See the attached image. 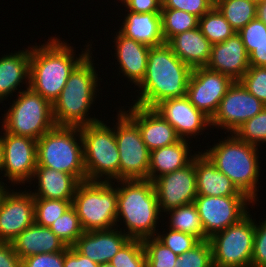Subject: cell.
<instances>
[{
  "mask_svg": "<svg viewBox=\"0 0 266 267\" xmlns=\"http://www.w3.org/2000/svg\"><path fill=\"white\" fill-rule=\"evenodd\" d=\"M69 45L57 37H51L45 44L31 47L29 87L52 104L74 69L92 54V47L87 44L88 48L75 58L74 48Z\"/></svg>",
  "mask_w": 266,
  "mask_h": 267,
  "instance_id": "1",
  "label": "cell"
},
{
  "mask_svg": "<svg viewBox=\"0 0 266 267\" xmlns=\"http://www.w3.org/2000/svg\"><path fill=\"white\" fill-rule=\"evenodd\" d=\"M191 72L167 43L150 47L146 73L138 85L140 97L133 104L154 108L163 100L186 96Z\"/></svg>",
  "mask_w": 266,
  "mask_h": 267,
  "instance_id": "2",
  "label": "cell"
},
{
  "mask_svg": "<svg viewBox=\"0 0 266 267\" xmlns=\"http://www.w3.org/2000/svg\"><path fill=\"white\" fill-rule=\"evenodd\" d=\"M117 183L116 221L119 222L123 218V223L127 226L123 232L130 239L144 240L155 237L161 213L153 182L133 179L117 180Z\"/></svg>",
  "mask_w": 266,
  "mask_h": 267,
  "instance_id": "3",
  "label": "cell"
},
{
  "mask_svg": "<svg viewBox=\"0 0 266 267\" xmlns=\"http://www.w3.org/2000/svg\"><path fill=\"white\" fill-rule=\"evenodd\" d=\"M90 55L74 69L59 97L52 104L56 126L83 127L100 121L95 116L87 117L96 99L99 82Z\"/></svg>",
  "mask_w": 266,
  "mask_h": 267,
  "instance_id": "4",
  "label": "cell"
},
{
  "mask_svg": "<svg viewBox=\"0 0 266 267\" xmlns=\"http://www.w3.org/2000/svg\"><path fill=\"white\" fill-rule=\"evenodd\" d=\"M251 200H257L260 175L258 146L243 142L234 133L203 152ZM257 184V185H256Z\"/></svg>",
  "mask_w": 266,
  "mask_h": 267,
  "instance_id": "5",
  "label": "cell"
},
{
  "mask_svg": "<svg viewBox=\"0 0 266 267\" xmlns=\"http://www.w3.org/2000/svg\"><path fill=\"white\" fill-rule=\"evenodd\" d=\"M78 138V139H77ZM37 167H46L86 181L80 127L55 126L37 140Z\"/></svg>",
  "mask_w": 266,
  "mask_h": 267,
  "instance_id": "6",
  "label": "cell"
},
{
  "mask_svg": "<svg viewBox=\"0 0 266 267\" xmlns=\"http://www.w3.org/2000/svg\"><path fill=\"white\" fill-rule=\"evenodd\" d=\"M80 129L86 180L105 182L119 180L120 156L115 139V128H110L100 120Z\"/></svg>",
  "mask_w": 266,
  "mask_h": 267,
  "instance_id": "7",
  "label": "cell"
},
{
  "mask_svg": "<svg viewBox=\"0 0 266 267\" xmlns=\"http://www.w3.org/2000/svg\"><path fill=\"white\" fill-rule=\"evenodd\" d=\"M112 183L115 185V182L86 180L77 186L72 206L84 231L119 227L116 221L117 187Z\"/></svg>",
  "mask_w": 266,
  "mask_h": 267,
  "instance_id": "8",
  "label": "cell"
},
{
  "mask_svg": "<svg viewBox=\"0 0 266 267\" xmlns=\"http://www.w3.org/2000/svg\"><path fill=\"white\" fill-rule=\"evenodd\" d=\"M10 104L1 122L2 131L38 140L56 126L52 103L28 86L22 92L19 90Z\"/></svg>",
  "mask_w": 266,
  "mask_h": 267,
  "instance_id": "9",
  "label": "cell"
},
{
  "mask_svg": "<svg viewBox=\"0 0 266 267\" xmlns=\"http://www.w3.org/2000/svg\"><path fill=\"white\" fill-rule=\"evenodd\" d=\"M250 216L208 239L214 267H251L255 220Z\"/></svg>",
  "mask_w": 266,
  "mask_h": 267,
  "instance_id": "10",
  "label": "cell"
},
{
  "mask_svg": "<svg viewBox=\"0 0 266 267\" xmlns=\"http://www.w3.org/2000/svg\"><path fill=\"white\" fill-rule=\"evenodd\" d=\"M115 139L120 156L119 180L147 179L150 151L138 126L120 109L117 113Z\"/></svg>",
  "mask_w": 266,
  "mask_h": 267,
  "instance_id": "11",
  "label": "cell"
},
{
  "mask_svg": "<svg viewBox=\"0 0 266 267\" xmlns=\"http://www.w3.org/2000/svg\"><path fill=\"white\" fill-rule=\"evenodd\" d=\"M250 203L256 202L248 196H197L194 199L208 239L238 223L249 213Z\"/></svg>",
  "mask_w": 266,
  "mask_h": 267,
  "instance_id": "12",
  "label": "cell"
},
{
  "mask_svg": "<svg viewBox=\"0 0 266 267\" xmlns=\"http://www.w3.org/2000/svg\"><path fill=\"white\" fill-rule=\"evenodd\" d=\"M265 107L266 105L248 92L239 81H234L220 101L210 125L227 129L231 134Z\"/></svg>",
  "mask_w": 266,
  "mask_h": 267,
  "instance_id": "13",
  "label": "cell"
},
{
  "mask_svg": "<svg viewBox=\"0 0 266 267\" xmlns=\"http://www.w3.org/2000/svg\"><path fill=\"white\" fill-rule=\"evenodd\" d=\"M233 82L229 76L207 67L195 68L188 81L186 96L196 109L211 120Z\"/></svg>",
  "mask_w": 266,
  "mask_h": 267,
  "instance_id": "14",
  "label": "cell"
},
{
  "mask_svg": "<svg viewBox=\"0 0 266 267\" xmlns=\"http://www.w3.org/2000/svg\"><path fill=\"white\" fill-rule=\"evenodd\" d=\"M1 139L4 154L2 176L14 185L26 181L31 184L37 167V140L5 131Z\"/></svg>",
  "mask_w": 266,
  "mask_h": 267,
  "instance_id": "15",
  "label": "cell"
},
{
  "mask_svg": "<svg viewBox=\"0 0 266 267\" xmlns=\"http://www.w3.org/2000/svg\"><path fill=\"white\" fill-rule=\"evenodd\" d=\"M160 212L194 203L197 195L195 157L184 166L153 181ZM162 210V211H161Z\"/></svg>",
  "mask_w": 266,
  "mask_h": 267,
  "instance_id": "16",
  "label": "cell"
},
{
  "mask_svg": "<svg viewBox=\"0 0 266 267\" xmlns=\"http://www.w3.org/2000/svg\"><path fill=\"white\" fill-rule=\"evenodd\" d=\"M12 191L8 190L0 206V242H11L35 222L32 191Z\"/></svg>",
  "mask_w": 266,
  "mask_h": 267,
  "instance_id": "17",
  "label": "cell"
},
{
  "mask_svg": "<svg viewBox=\"0 0 266 267\" xmlns=\"http://www.w3.org/2000/svg\"><path fill=\"white\" fill-rule=\"evenodd\" d=\"M154 109L174 127L181 139L188 140L211 127L210 119L196 109L187 96L163 100Z\"/></svg>",
  "mask_w": 266,
  "mask_h": 267,
  "instance_id": "18",
  "label": "cell"
},
{
  "mask_svg": "<svg viewBox=\"0 0 266 267\" xmlns=\"http://www.w3.org/2000/svg\"><path fill=\"white\" fill-rule=\"evenodd\" d=\"M130 107L122 111L138 126L150 152L181 140L174 127L154 108L135 104Z\"/></svg>",
  "mask_w": 266,
  "mask_h": 267,
  "instance_id": "19",
  "label": "cell"
},
{
  "mask_svg": "<svg viewBox=\"0 0 266 267\" xmlns=\"http://www.w3.org/2000/svg\"><path fill=\"white\" fill-rule=\"evenodd\" d=\"M118 227L109 230L85 231L72 246L78 253L97 264L108 263L130 240Z\"/></svg>",
  "mask_w": 266,
  "mask_h": 267,
  "instance_id": "20",
  "label": "cell"
},
{
  "mask_svg": "<svg viewBox=\"0 0 266 267\" xmlns=\"http://www.w3.org/2000/svg\"><path fill=\"white\" fill-rule=\"evenodd\" d=\"M206 67L239 81L249 69V55L238 33L222 43L213 44Z\"/></svg>",
  "mask_w": 266,
  "mask_h": 267,
  "instance_id": "21",
  "label": "cell"
},
{
  "mask_svg": "<svg viewBox=\"0 0 266 267\" xmlns=\"http://www.w3.org/2000/svg\"><path fill=\"white\" fill-rule=\"evenodd\" d=\"M114 38V47H116L114 54L120 65L119 72L127 77L128 81L138 86L146 73L150 47L125 37L119 31Z\"/></svg>",
  "mask_w": 266,
  "mask_h": 267,
  "instance_id": "22",
  "label": "cell"
},
{
  "mask_svg": "<svg viewBox=\"0 0 266 267\" xmlns=\"http://www.w3.org/2000/svg\"><path fill=\"white\" fill-rule=\"evenodd\" d=\"M195 171L198 196H247L199 151L195 156Z\"/></svg>",
  "mask_w": 266,
  "mask_h": 267,
  "instance_id": "23",
  "label": "cell"
},
{
  "mask_svg": "<svg viewBox=\"0 0 266 267\" xmlns=\"http://www.w3.org/2000/svg\"><path fill=\"white\" fill-rule=\"evenodd\" d=\"M15 253L20 259L41 253L63 251L66 245L50 228L31 224L11 241Z\"/></svg>",
  "mask_w": 266,
  "mask_h": 267,
  "instance_id": "24",
  "label": "cell"
},
{
  "mask_svg": "<svg viewBox=\"0 0 266 267\" xmlns=\"http://www.w3.org/2000/svg\"><path fill=\"white\" fill-rule=\"evenodd\" d=\"M167 44L173 53L191 69L206 67L210 60L212 44L205 38L199 27L175 35Z\"/></svg>",
  "mask_w": 266,
  "mask_h": 267,
  "instance_id": "25",
  "label": "cell"
},
{
  "mask_svg": "<svg viewBox=\"0 0 266 267\" xmlns=\"http://www.w3.org/2000/svg\"><path fill=\"white\" fill-rule=\"evenodd\" d=\"M119 32L129 39L149 47L165 43L160 12L135 13L127 11Z\"/></svg>",
  "mask_w": 266,
  "mask_h": 267,
  "instance_id": "26",
  "label": "cell"
},
{
  "mask_svg": "<svg viewBox=\"0 0 266 267\" xmlns=\"http://www.w3.org/2000/svg\"><path fill=\"white\" fill-rule=\"evenodd\" d=\"M38 180L34 198L73 200L79 181L68 173L46 167H36L33 179Z\"/></svg>",
  "mask_w": 266,
  "mask_h": 267,
  "instance_id": "27",
  "label": "cell"
},
{
  "mask_svg": "<svg viewBox=\"0 0 266 267\" xmlns=\"http://www.w3.org/2000/svg\"><path fill=\"white\" fill-rule=\"evenodd\" d=\"M31 47L0 57V102L26 82L29 87ZM24 79V80H23ZM26 79V80H25Z\"/></svg>",
  "mask_w": 266,
  "mask_h": 267,
  "instance_id": "28",
  "label": "cell"
},
{
  "mask_svg": "<svg viewBox=\"0 0 266 267\" xmlns=\"http://www.w3.org/2000/svg\"><path fill=\"white\" fill-rule=\"evenodd\" d=\"M188 141L181 139L177 143L151 151L148 180L153 182L156 178L189 164L196 153L191 155Z\"/></svg>",
  "mask_w": 266,
  "mask_h": 267,
  "instance_id": "29",
  "label": "cell"
},
{
  "mask_svg": "<svg viewBox=\"0 0 266 267\" xmlns=\"http://www.w3.org/2000/svg\"><path fill=\"white\" fill-rule=\"evenodd\" d=\"M167 212L170 214L168 229L191 234L200 241L208 240L204 234V228L194 203L179 206Z\"/></svg>",
  "mask_w": 266,
  "mask_h": 267,
  "instance_id": "30",
  "label": "cell"
},
{
  "mask_svg": "<svg viewBox=\"0 0 266 267\" xmlns=\"http://www.w3.org/2000/svg\"><path fill=\"white\" fill-rule=\"evenodd\" d=\"M257 3L252 0H217L215 7L238 33L256 18Z\"/></svg>",
  "mask_w": 266,
  "mask_h": 267,
  "instance_id": "31",
  "label": "cell"
},
{
  "mask_svg": "<svg viewBox=\"0 0 266 267\" xmlns=\"http://www.w3.org/2000/svg\"><path fill=\"white\" fill-rule=\"evenodd\" d=\"M198 27L212 45L222 43L236 33L215 6L199 18Z\"/></svg>",
  "mask_w": 266,
  "mask_h": 267,
  "instance_id": "32",
  "label": "cell"
},
{
  "mask_svg": "<svg viewBox=\"0 0 266 267\" xmlns=\"http://www.w3.org/2000/svg\"><path fill=\"white\" fill-rule=\"evenodd\" d=\"M162 34L167 43L175 35L198 27L199 18L193 14L177 9H162Z\"/></svg>",
  "mask_w": 266,
  "mask_h": 267,
  "instance_id": "33",
  "label": "cell"
},
{
  "mask_svg": "<svg viewBox=\"0 0 266 267\" xmlns=\"http://www.w3.org/2000/svg\"><path fill=\"white\" fill-rule=\"evenodd\" d=\"M49 228L66 247H72L85 232L81 226L76 209L72 205Z\"/></svg>",
  "mask_w": 266,
  "mask_h": 267,
  "instance_id": "34",
  "label": "cell"
},
{
  "mask_svg": "<svg viewBox=\"0 0 266 267\" xmlns=\"http://www.w3.org/2000/svg\"><path fill=\"white\" fill-rule=\"evenodd\" d=\"M72 201L34 198L35 223L49 228L72 205Z\"/></svg>",
  "mask_w": 266,
  "mask_h": 267,
  "instance_id": "35",
  "label": "cell"
},
{
  "mask_svg": "<svg viewBox=\"0 0 266 267\" xmlns=\"http://www.w3.org/2000/svg\"><path fill=\"white\" fill-rule=\"evenodd\" d=\"M114 267H147L142 240L130 239L111 259Z\"/></svg>",
  "mask_w": 266,
  "mask_h": 267,
  "instance_id": "36",
  "label": "cell"
},
{
  "mask_svg": "<svg viewBox=\"0 0 266 267\" xmlns=\"http://www.w3.org/2000/svg\"><path fill=\"white\" fill-rule=\"evenodd\" d=\"M147 259V267H174L179 258L155 237L142 240Z\"/></svg>",
  "mask_w": 266,
  "mask_h": 267,
  "instance_id": "37",
  "label": "cell"
},
{
  "mask_svg": "<svg viewBox=\"0 0 266 267\" xmlns=\"http://www.w3.org/2000/svg\"><path fill=\"white\" fill-rule=\"evenodd\" d=\"M234 134L243 142L259 147L266 142V107L256 116L248 119Z\"/></svg>",
  "mask_w": 266,
  "mask_h": 267,
  "instance_id": "38",
  "label": "cell"
},
{
  "mask_svg": "<svg viewBox=\"0 0 266 267\" xmlns=\"http://www.w3.org/2000/svg\"><path fill=\"white\" fill-rule=\"evenodd\" d=\"M174 267H214L209 241H200L194 248L181 254Z\"/></svg>",
  "mask_w": 266,
  "mask_h": 267,
  "instance_id": "39",
  "label": "cell"
},
{
  "mask_svg": "<svg viewBox=\"0 0 266 267\" xmlns=\"http://www.w3.org/2000/svg\"><path fill=\"white\" fill-rule=\"evenodd\" d=\"M155 238L178 256L194 248L200 242L197 237L191 234L172 229H169V232L167 230L165 234L157 233Z\"/></svg>",
  "mask_w": 266,
  "mask_h": 267,
  "instance_id": "40",
  "label": "cell"
},
{
  "mask_svg": "<svg viewBox=\"0 0 266 267\" xmlns=\"http://www.w3.org/2000/svg\"><path fill=\"white\" fill-rule=\"evenodd\" d=\"M239 82L266 105V67L250 66Z\"/></svg>",
  "mask_w": 266,
  "mask_h": 267,
  "instance_id": "41",
  "label": "cell"
},
{
  "mask_svg": "<svg viewBox=\"0 0 266 267\" xmlns=\"http://www.w3.org/2000/svg\"><path fill=\"white\" fill-rule=\"evenodd\" d=\"M238 34L245 46L248 55L256 49V46L266 40V25L255 18L243 27Z\"/></svg>",
  "mask_w": 266,
  "mask_h": 267,
  "instance_id": "42",
  "label": "cell"
},
{
  "mask_svg": "<svg viewBox=\"0 0 266 267\" xmlns=\"http://www.w3.org/2000/svg\"><path fill=\"white\" fill-rule=\"evenodd\" d=\"M215 6L213 0H162V9L183 10L201 18Z\"/></svg>",
  "mask_w": 266,
  "mask_h": 267,
  "instance_id": "43",
  "label": "cell"
},
{
  "mask_svg": "<svg viewBox=\"0 0 266 267\" xmlns=\"http://www.w3.org/2000/svg\"><path fill=\"white\" fill-rule=\"evenodd\" d=\"M251 267H266V218L259 225L255 223Z\"/></svg>",
  "mask_w": 266,
  "mask_h": 267,
  "instance_id": "44",
  "label": "cell"
},
{
  "mask_svg": "<svg viewBox=\"0 0 266 267\" xmlns=\"http://www.w3.org/2000/svg\"><path fill=\"white\" fill-rule=\"evenodd\" d=\"M63 251L54 253H41L21 259L22 267H64Z\"/></svg>",
  "mask_w": 266,
  "mask_h": 267,
  "instance_id": "45",
  "label": "cell"
},
{
  "mask_svg": "<svg viewBox=\"0 0 266 267\" xmlns=\"http://www.w3.org/2000/svg\"><path fill=\"white\" fill-rule=\"evenodd\" d=\"M123 5L135 13L161 12L162 0H126Z\"/></svg>",
  "mask_w": 266,
  "mask_h": 267,
  "instance_id": "46",
  "label": "cell"
},
{
  "mask_svg": "<svg viewBox=\"0 0 266 267\" xmlns=\"http://www.w3.org/2000/svg\"><path fill=\"white\" fill-rule=\"evenodd\" d=\"M99 264L93 262L88 257L78 253L73 247L65 248L64 267H98Z\"/></svg>",
  "mask_w": 266,
  "mask_h": 267,
  "instance_id": "47",
  "label": "cell"
},
{
  "mask_svg": "<svg viewBox=\"0 0 266 267\" xmlns=\"http://www.w3.org/2000/svg\"><path fill=\"white\" fill-rule=\"evenodd\" d=\"M0 267H22L11 242H0Z\"/></svg>",
  "mask_w": 266,
  "mask_h": 267,
  "instance_id": "48",
  "label": "cell"
},
{
  "mask_svg": "<svg viewBox=\"0 0 266 267\" xmlns=\"http://www.w3.org/2000/svg\"><path fill=\"white\" fill-rule=\"evenodd\" d=\"M250 66L266 67V40L249 54Z\"/></svg>",
  "mask_w": 266,
  "mask_h": 267,
  "instance_id": "49",
  "label": "cell"
},
{
  "mask_svg": "<svg viewBox=\"0 0 266 267\" xmlns=\"http://www.w3.org/2000/svg\"><path fill=\"white\" fill-rule=\"evenodd\" d=\"M256 18L266 25V0H261L257 3Z\"/></svg>",
  "mask_w": 266,
  "mask_h": 267,
  "instance_id": "50",
  "label": "cell"
},
{
  "mask_svg": "<svg viewBox=\"0 0 266 267\" xmlns=\"http://www.w3.org/2000/svg\"><path fill=\"white\" fill-rule=\"evenodd\" d=\"M9 189L10 188H7V184L5 186V183L0 181V206H1L4 196L6 195Z\"/></svg>",
  "mask_w": 266,
  "mask_h": 267,
  "instance_id": "51",
  "label": "cell"
},
{
  "mask_svg": "<svg viewBox=\"0 0 266 267\" xmlns=\"http://www.w3.org/2000/svg\"><path fill=\"white\" fill-rule=\"evenodd\" d=\"M3 157H4V154H3V142H2V139H1V136H0V172L2 173V168H3Z\"/></svg>",
  "mask_w": 266,
  "mask_h": 267,
  "instance_id": "52",
  "label": "cell"
},
{
  "mask_svg": "<svg viewBox=\"0 0 266 267\" xmlns=\"http://www.w3.org/2000/svg\"><path fill=\"white\" fill-rule=\"evenodd\" d=\"M98 267H114L110 262L99 264Z\"/></svg>",
  "mask_w": 266,
  "mask_h": 267,
  "instance_id": "53",
  "label": "cell"
},
{
  "mask_svg": "<svg viewBox=\"0 0 266 267\" xmlns=\"http://www.w3.org/2000/svg\"><path fill=\"white\" fill-rule=\"evenodd\" d=\"M252 1H254V2L258 3V2H260L261 0H252Z\"/></svg>",
  "mask_w": 266,
  "mask_h": 267,
  "instance_id": "54",
  "label": "cell"
}]
</instances>
